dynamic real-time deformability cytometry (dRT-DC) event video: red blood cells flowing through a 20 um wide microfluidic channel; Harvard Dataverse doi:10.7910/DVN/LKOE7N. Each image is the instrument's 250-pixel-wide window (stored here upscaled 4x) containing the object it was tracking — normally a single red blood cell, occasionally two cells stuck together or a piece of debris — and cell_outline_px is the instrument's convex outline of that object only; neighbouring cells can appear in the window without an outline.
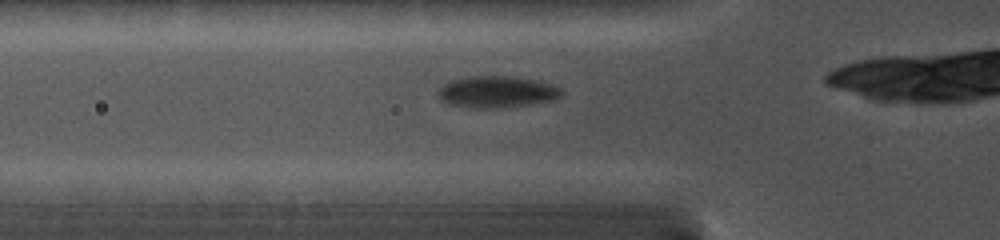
{"species": "common noctule bat (a hibernating species)", "species_latin": "Nyctalus noctula", "temperature_condition": "cold", "stored_images_in_passage": 23, "camera_frame_rate_fps": 5000, "um_per_image_px": 0.085, "animal": {"sex": "female", "body_mass_g": 19.0, "forearm_length_mm": 56.7}, "frame": {"image": 1, "passage_image": 3, "time_ms": 1.0, "image_size_px": [1000, 240], "cell_outline_px": [[564, 92], [560, 96], [552, 100], [528, 104], [500, 108], [468, 108], [448, 104], [440, 100], [440, 88], [444, 84], [452, 80], [472, 76], [504, 76], [536, 80], [560, 88]], "centroid_in_image_um": [42.21, 7.82], "position_along_channel_um": 83.6, "area_um2": 22.43}}
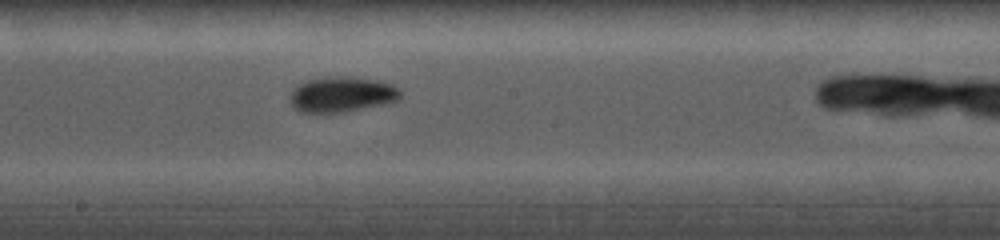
{"frame": {"image": 2, "passage_image": 9, "time_ms": 4.4, "image_size_px": [1000, 240], "cell_outline_px": [[400, 100], [388, 104], [344, 112], [300, 112], [292, 104], [288, 96], [292, 88], [308, 80], [328, 76], [344, 76], [376, 80], [392, 84], [400, 88]], "centroid_in_image_um": [29.08, 8.02], "position_along_channel_um": 219.1, "area_um2": 23.0}}
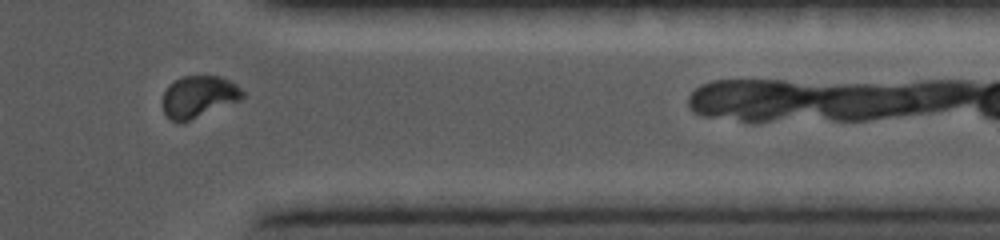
{"frame": {"image": 3, "passage_image": 17, "time_ms": 8.8, "image_size_px": [1000, 240], "cell_outline_px": [[244, 96], [240, 100], [180, 124], [172, 120], [164, 112], [164, 92], [168, 84], [184, 76], [220, 76], [236, 84], [244, 92]], "centroid_in_image_um": [16.89, 8.21], "position_along_channel_um": 394.5, "area_um2": 19.25}}